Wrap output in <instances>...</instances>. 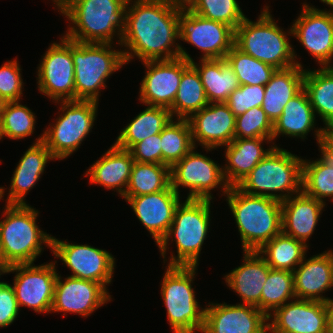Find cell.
I'll list each match as a JSON object with an SVG mask.
<instances>
[{"instance_id":"1","label":"cell","mask_w":333,"mask_h":333,"mask_svg":"<svg viewBox=\"0 0 333 333\" xmlns=\"http://www.w3.org/2000/svg\"><path fill=\"white\" fill-rule=\"evenodd\" d=\"M181 10L168 0H127L120 43L125 63L135 57L141 62L178 57L193 62L185 47L178 43Z\"/></svg>"},{"instance_id":"2","label":"cell","mask_w":333,"mask_h":333,"mask_svg":"<svg viewBox=\"0 0 333 333\" xmlns=\"http://www.w3.org/2000/svg\"><path fill=\"white\" fill-rule=\"evenodd\" d=\"M126 9L127 0H72L59 12L70 21L63 36L80 43L113 46L116 37L120 45Z\"/></svg>"},{"instance_id":"3","label":"cell","mask_w":333,"mask_h":333,"mask_svg":"<svg viewBox=\"0 0 333 333\" xmlns=\"http://www.w3.org/2000/svg\"><path fill=\"white\" fill-rule=\"evenodd\" d=\"M0 221V253L9 267L32 264L44 251L51 249L52 235L37 224L39 211L28 204H5ZM44 246V247H43Z\"/></svg>"},{"instance_id":"4","label":"cell","mask_w":333,"mask_h":333,"mask_svg":"<svg viewBox=\"0 0 333 333\" xmlns=\"http://www.w3.org/2000/svg\"><path fill=\"white\" fill-rule=\"evenodd\" d=\"M211 203V200L186 198L178 204L167 235L157 245L167 266L199 265L202 246L210 232ZM169 241H175L177 256L172 253L168 261Z\"/></svg>"},{"instance_id":"5","label":"cell","mask_w":333,"mask_h":333,"mask_svg":"<svg viewBox=\"0 0 333 333\" xmlns=\"http://www.w3.org/2000/svg\"><path fill=\"white\" fill-rule=\"evenodd\" d=\"M235 219L243 251H258L282 232L281 202L251 195L237 186L224 196Z\"/></svg>"},{"instance_id":"6","label":"cell","mask_w":333,"mask_h":333,"mask_svg":"<svg viewBox=\"0 0 333 333\" xmlns=\"http://www.w3.org/2000/svg\"><path fill=\"white\" fill-rule=\"evenodd\" d=\"M269 7L266 5L261 9L256 22L247 17L243 20L234 30V45L275 69L296 64L303 67L288 38L293 35L292 27L285 32L273 19Z\"/></svg>"},{"instance_id":"7","label":"cell","mask_w":333,"mask_h":333,"mask_svg":"<svg viewBox=\"0 0 333 333\" xmlns=\"http://www.w3.org/2000/svg\"><path fill=\"white\" fill-rule=\"evenodd\" d=\"M303 158L275 146L237 187L282 202L302 191Z\"/></svg>"},{"instance_id":"8","label":"cell","mask_w":333,"mask_h":333,"mask_svg":"<svg viewBox=\"0 0 333 333\" xmlns=\"http://www.w3.org/2000/svg\"><path fill=\"white\" fill-rule=\"evenodd\" d=\"M161 297L173 333H198L204 326L205 308L196 299L193 281L198 266H166Z\"/></svg>"},{"instance_id":"9","label":"cell","mask_w":333,"mask_h":333,"mask_svg":"<svg viewBox=\"0 0 333 333\" xmlns=\"http://www.w3.org/2000/svg\"><path fill=\"white\" fill-rule=\"evenodd\" d=\"M122 50H115L112 44L71 41L75 100L99 102L102 88L107 87L106 80L126 65Z\"/></svg>"},{"instance_id":"10","label":"cell","mask_w":333,"mask_h":333,"mask_svg":"<svg viewBox=\"0 0 333 333\" xmlns=\"http://www.w3.org/2000/svg\"><path fill=\"white\" fill-rule=\"evenodd\" d=\"M58 117L46 126L42 142L58 160H64L80 148L94 126L99 102L91 100L57 101Z\"/></svg>"},{"instance_id":"11","label":"cell","mask_w":333,"mask_h":333,"mask_svg":"<svg viewBox=\"0 0 333 333\" xmlns=\"http://www.w3.org/2000/svg\"><path fill=\"white\" fill-rule=\"evenodd\" d=\"M194 147L180 161L170 168L171 187L180 195V186L189 190L187 199L214 198L211 190L221 188L223 196L229 186L223 176V166L215 163L210 157L197 151Z\"/></svg>"},{"instance_id":"12","label":"cell","mask_w":333,"mask_h":333,"mask_svg":"<svg viewBox=\"0 0 333 333\" xmlns=\"http://www.w3.org/2000/svg\"><path fill=\"white\" fill-rule=\"evenodd\" d=\"M53 42L37 67V86L42 95L57 101L75 100V73L71 40L63 36Z\"/></svg>"},{"instance_id":"13","label":"cell","mask_w":333,"mask_h":333,"mask_svg":"<svg viewBox=\"0 0 333 333\" xmlns=\"http://www.w3.org/2000/svg\"><path fill=\"white\" fill-rule=\"evenodd\" d=\"M51 252L70 269V277L98 282L106 289L112 283L116 260L108 251L52 237Z\"/></svg>"},{"instance_id":"14","label":"cell","mask_w":333,"mask_h":333,"mask_svg":"<svg viewBox=\"0 0 333 333\" xmlns=\"http://www.w3.org/2000/svg\"><path fill=\"white\" fill-rule=\"evenodd\" d=\"M57 261L41 265L17 264L9 266L7 274L14 273L13 288L19 308L28 307L36 313H49L52 308Z\"/></svg>"},{"instance_id":"15","label":"cell","mask_w":333,"mask_h":333,"mask_svg":"<svg viewBox=\"0 0 333 333\" xmlns=\"http://www.w3.org/2000/svg\"><path fill=\"white\" fill-rule=\"evenodd\" d=\"M179 40L201 50L200 59H222L234 45V30L187 8L179 12Z\"/></svg>"},{"instance_id":"16","label":"cell","mask_w":333,"mask_h":333,"mask_svg":"<svg viewBox=\"0 0 333 333\" xmlns=\"http://www.w3.org/2000/svg\"><path fill=\"white\" fill-rule=\"evenodd\" d=\"M292 23V37L303 45L314 61L320 67H333V12L303 2L299 16Z\"/></svg>"},{"instance_id":"17","label":"cell","mask_w":333,"mask_h":333,"mask_svg":"<svg viewBox=\"0 0 333 333\" xmlns=\"http://www.w3.org/2000/svg\"><path fill=\"white\" fill-rule=\"evenodd\" d=\"M141 63L146 72L140 84L138 100L146 106L169 109L175 100L182 73L191 63L181 57Z\"/></svg>"},{"instance_id":"18","label":"cell","mask_w":333,"mask_h":333,"mask_svg":"<svg viewBox=\"0 0 333 333\" xmlns=\"http://www.w3.org/2000/svg\"><path fill=\"white\" fill-rule=\"evenodd\" d=\"M57 275L54 298L50 314L63 312L88 317L98 308L112 301L111 295L102 284L90 280Z\"/></svg>"},{"instance_id":"19","label":"cell","mask_w":333,"mask_h":333,"mask_svg":"<svg viewBox=\"0 0 333 333\" xmlns=\"http://www.w3.org/2000/svg\"><path fill=\"white\" fill-rule=\"evenodd\" d=\"M201 333H268V317L256 306L209 302Z\"/></svg>"},{"instance_id":"20","label":"cell","mask_w":333,"mask_h":333,"mask_svg":"<svg viewBox=\"0 0 333 333\" xmlns=\"http://www.w3.org/2000/svg\"><path fill=\"white\" fill-rule=\"evenodd\" d=\"M187 120L194 147L200 145L207 153L224 147L235 139L236 116L225 102L209 103Z\"/></svg>"},{"instance_id":"21","label":"cell","mask_w":333,"mask_h":333,"mask_svg":"<svg viewBox=\"0 0 333 333\" xmlns=\"http://www.w3.org/2000/svg\"><path fill=\"white\" fill-rule=\"evenodd\" d=\"M327 319L326 302L294 299L268 316V333H326Z\"/></svg>"},{"instance_id":"22","label":"cell","mask_w":333,"mask_h":333,"mask_svg":"<svg viewBox=\"0 0 333 333\" xmlns=\"http://www.w3.org/2000/svg\"><path fill=\"white\" fill-rule=\"evenodd\" d=\"M180 198L170 185L157 193L129 197L126 202L158 245L169 231Z\"/></svg>"},{"instance_id":"23","label":"cell","mask_w":333,"mask_h":333,"mask_svg":"<svg viewBox=\"0 0 333 333\" xmlns=\"http://www.w3.org/2000/svg\"><path fill=\"white\" fill-rule=\"evenodd\" d=\"M326 131L324 127L314 130L320 158L303 159L302 163V191L324 204L327 198L333 201V143Z\"/></svg>"},{"instance_id":"24","label":"cell","mask_w":333,"mask_h":333,"mask_svg":"<svg viewBox=\"0 0 333 333\" xmlns=\"http://www.w3.org/2000/svg\"><path fill=\"white\" fill-rule=\"evenodd\" d=\"M306 256L293 271L295 297L326 302L322 294L333 288V250Z\"/></svg>"},{"instance_id":"25","label":"cell","mask_w":333,"mask_h":333,"mask_svg":"<svg viewBox=\"0 0 333 333\" xmlns=\"http://www.w3.org/2000/svg\"><path fill=\"white\" fill-rule=\"evenodd\" d=\"M43 133L35 139L34 143L26 150L15 168L5 204L25 205V197L30 189L36 186L45 171L48 161L56 158L42 142Z\"/></svg>"},{"instance_id":"26","label":"cell","mask_w":333,"mask_h":333,"mask_svg":"<svg viewBox=\"0 0 333 333\" xmlns=\"http://www.w3.org/2000/svg\"><path fill=\"white\" fill-rule=\"evenodd\" d=\"M326 204L303 191L281 202L282 232L306 246L316 230Z\"/></svg>"},{"instance_id":"27","label":"cell","mask_w":333,"mask_h":333,"mask_svg":"<svg viewBox=\"0 0 333 333\" xmlns=\"http://www.w3.org/2000/svg\"><path fill=\"white\" fill-rule=\"evenodd\" d=\"M243 263L224 276L226 285L238 294L242 304L261 310L262 288L270 266L257 251H243Z\"/></svg>"},{"instance_id":"28","label":"cell","mask_w":333,"mask_h":333,"mask_svg":"<svg viewBox=\"0 0 333 333\" xmlns=\"http://www.w3.org/2000/svg\"><path fill=\"white\" fill-rule=\"evenodd\" d=\"M272 142V138H240L224 146L226 163L223 165V176L229 187L237 186L275 146H278ZM264 143H268L269 148L265 149Z\"/></svg>"},{"instance_id":"29","label":"cell","mask_w":333,"mask_h":333,"mask_svg":"<svg viewBox=\"0 0 333 333\" xmlns=\"http://www.w3.org/2000/svg\"><path fill=\"white\" fill-rule=\"evenodd\" d=\"M133 156L129 150L118 148L114 144L108 148L99 160L85 172L90 184H97L105 189L118 192L120 197L125 195L132 165Z\"/></svg>"},{"instance_id":"30","label":"cell","mask_w":333,"mask_h":333,"mask_svg":"<svg viewBox=\"0 0 333 333\" xmlns=\"http://www.w3.org/2000/svg\"><path fill=\"white\" fill-rule=\"evenodd\" d=\"M305 67L294 65L276 69L265 85L262 109L272 123L277 120L287 102L304 88Z\"/></svg>"},{"instance_id":"31","label":"cell","mask_w":333,"mask_h":333,"mask_svg":"<svg viewBox=\"0 0 333 333\" xmlns=\"http://www.w3.org/2000/svg\"><path fill=\"white\" fill-rule=\"evenodd\" d=\"M315 124L316 115L308 94L303 88L287 102L281 116L273 123L272 141L277 140L281 135L297 137L304 141L308 133L316 128Z\"/></svg>"},{"instance_id":"32","label":"cell","mask_w":333,"mask_h":333,"mask_svg":"<svg viewBox=\"0 0 333 333\" xmlns=\"http://www.w3.org/2000/svg\"><path fill=\"white\" fill-rule=\"evenodd\" d=\"M191 64L197 69L209 103L225 102L240 85L237 76L225 58L199 59Z\"/></svg>"},{"instance_id":"33","label":"cell","mask_w":333,"mask_h":333,"mask_svg":"<svg viewBox=\"0 0 333 333\" xmlns=\"http://www.w3.org/2000/svg\"><path fill=\"white\" fill-rule=\"evenodd\" d=\"M172 119L174 118L168 108L147 105V108L121 129L114 145L130 150L136 143L161 133Z\"/></svg>"},{"instance_id":"34","label":"cell","mask_w":333,"mask_h":333,"mask_svg":"<svg viewBox=\"0 0 333 333\" xmlns=\"http://www.w3.org/2000/svg\"><path fill=\"white\" fill-rule=\"evenodd\" d=\"M304 89L315 115L325 124L323 127L333 128V67L305 69Z\"/></svg>"},{"instance_id":"35","label":"cell","mask_w":333,"mask_h":333,"mask_svg":"<svg viewBox=\"0 0 333 333\" xmlns=\"http://www.w3.org/2000/svg\"><path fill=\"white\" fill-rule=\"evenodd\" d=\"M308 248L303 242L281 232L257 252L271 269L293 272L303 261Z\"/></svg>"},{"instance_id":"36","label":"cell","mask_w":333,"mask_h":333,"mask_svg":"<svg viewBox=\"0 0 333 333\" xmlns=\"http://www.w3.org/2000/svg\"><path fill=\"white\" fill-rule=\"evenodd\" d=\"M208 104L200 75L190 64L182 73L175 100L169 110L173 118L188 119Z\"/></svg>"},{"instance_id":"37","label":"cell","mask_w":333,"mask_h":333,"mask_svg":"<svg viewBox=\"0 0 333 333\" xmlns=\"http://www.w3.org/2000/svg\"><path fill=\"white\" fill-rule=\"evenodd\" d=\"M171 185L170 167L163 164L134 161L130 179L122 197L141 196L166 190Z\"/></svg>"},{"instance_id":"38","label":"cell","mask_w":333,"mask_h":333,"mask_svg":"<svg viewBox=\"0 0 333 333\" xmlns=\"http://www.w3.org/2000/svg\"><path fill=\"white\" fill-rule=\"evenodd\" d=\"M162 164L170 168L193 148L192 133L187 119L174 118L161 131Z\"/></svg>"},{"instance_id":"39","label":"cell","mask_w":333,"mask_h":333,"mask_svg":"<svg viewBox=\"0 0 333 333\" xmlns=\"http://www.w3.org/2000/svg\"><path fill=\"white\" fill-rule=\"evenodd\" d=\"M294 299L293 272L270 268L262 288L261 311L268 317L277 308Z\"/></svg>"},{"instance_id":"40","label":"cell","mask_w":333,"mask_h":333,"mask_svg":"<svg viewBox=\"0 0 333 333\" xmlns=\"http://www.w3.org/2000/svg\"><path fill=\"white\" fill-rule=\"evenodd\" d=\"M225 60L235 72L239 85L265 86L276 71L273 66L246 54L235 45L226 54Z\"/></svg>"},{"instance_id":"41","label":"cell","mask_w":333,"mask_h":333,"mask_svg":"<svg viewBox=\"0 0 333 333\" xmlns=\"http://www.w3.org/2000/svg\"><path fill=\"white\" fill-rule=\"evenodd\" d=\"M21 101L6 102L0 117V140H20L35 133V113Z\"/></svg>"},{"instance_id":"42","label":"cell","mask_w":333,"mask_h":333,"mask_svg":"<svg viewBox=\"0 0 333 333\" xmlns=\"http://www.w3.org/2000/svg\"><path fill=\"white\" fill-rule=\"evenodd\" d=\"M188 9L206 19L224 23L233 30L247 17L237 0H195Z\"/></svg>"},{"instance_id":"43","label":"cell","mask_w":333,"mask_h":333,"mask_svg":"<svg viewBox=\"0 0 333 333\" xmlns=\"http://www.w3.org/2000/svg\"><path fill=\"white\" fill-rule=\"evenodd\" d=\"M273 123L262 107H253L236 116L235 139L272 138Z\"/></svg>"},{"instance_id":"44","label":"cell","mask_w":333,"mask_h":333,"mask_svg":"<svg viewBox=\"0 0 333 333\" xmlns=\"http://www.w3.org/2000/svg\"><path fill=\"white\" fill-rule=\"evenodd\" d=\"M21 70L17 57L0 67V97L6 102L21 101L24 91Z\"/></svg>"},{"instance_id":"45","label":"cell","mask_w":333,"mask_h":333,"mask_svg":"<svg viewBox=\"0 0 333 333\" xmlns=\"http://www.w3.org/2000/svg\"><path fill=\"white\" fill-rule=\"evenodd\" d=\"M265 94L263 85H240L225 101L235 116L245 113L253 107H261Z\"/></svg>"},{"instance_id":"46","label":"cell","mask_w":333,"mask_h":333,"mask_svg":"<svg viewBox=\"0 0 333 333\" xmlns=\"http://www.w3.org/2000/svg\"><path fill=\"white\" fill-rule=\"evenodd\" d=\"M129 151L136 162L162 164L160 133L136 143Z\"/></svg>"},{"instance_id":"47","label":"cell","mask_w":333,"mask_h":333,"mask_svg":"<svg viewBox=\"0 0 333 333\" xmlns=\"http://www.w3.org/2000/svg\"><path fill=\"white\" fill-rule=\"evenodd\" d=\"M20 310L13 286L8 282L0 281V328L11 325L18 317Z\"/></svg>"},{"instance_id":"48","label":"cell","mask_w":333,"mask_h":333,"mask_svg":"<svg viewBox=\"0 0 333 333\" xmlns=\"http://www.w3.org/2000/svg\"><path fill=\"white\" fill-rule=\"evenodd\" d=\"M326 305L328 311L326 333H333V298L331 299L329 297L326 301Z\"/></svg>"},{"instance_id":"49","label":"cell","mask_w":333,"mask_h":333,"mask_svg":"<svg viewBox=\"0 0 333 333\" xmlns=\"http://www.w3.org/2000/svg\"><path fill=\"white\" fill-rule=\"evenodd\" d=\"M173 6L187 9L189 8L195 0H168Z\"/></svg>"},{"instance_id":"50","label":"cell","mask_w":333,"mask_h":333,"mask_svg":"<svg viewBox=\"0 0 333 333\" xmlns=\"http://www.w3.org/2000/svg\"><path fill=\"white\" fill-rule=\"evenodd\" d=\"M72 0H52L54 2L53 6L60 12L63 8H65Z\"/></svg>"},{"instance_id":"51","label":"cell","mask_w":333,"mask_h":333,"mask_svg":"<svg viewBox=\"0 0 333 333\" xmlns=\"http://www.w3.org/2000/svg\"><path fill=\"white\" fill-rule=\"evenodd\" d=\"M7 269H8V266L4 263V261L1 257V253H0V278H1V275L7 274Z\"/></svg>"},{"instance_id":"52","label":"cell","mask_w":333,"mask_h":333,"mask_svg":"<svg viewBox=\"0 0 333 333\" xmlns=\"http://www.w3.org/2000/svg\"><path fill=\"white\" fill-rule=\"evenodd\" d=\"M321 2H323L324 4H326L328 7H331L330 9L327 10L326 9H322V11H330L333 12V0H320Z\"/></svg>"},{"instance_id":"53","label":"cell","mask_w":333,"mask_h":333,"mask_svg":"<svg viewBox=\"0 0 333 333\" xmlns=\"http://www.w3.org/2000/svg\"><path fill=\"white\" fill-rule=\"evenodd\" d=\"M326 137L333 143V128L327 129Z\"/></svg>"},{"instance_id":"54","label":"cell","mask_w":333,"mask_h":333,"mask_svg":"<svg viewBox=\"0 0 333 333\" xmlns=\"http://www.w3.org/2000/svg\"><path fill=\"white\" fill-rule=\"evenodd\" d=\"M5 103H6V101L2 97H0V117H1V113L3 112Z\"/></svg>"},{"instance_id":"55","label":"cell","mask_w":333,"mask_h":333,"mask_svg":"<svg viewBox=\"0 0 333 333\" xmlns=\"http://www.w3.org/2000/svg\"><path fill=\"white\" fill-rule=\"evenodd\" d=\"M0 164H1V161H0ZM5 190H6V188L0 187V200H4L3 197H4L5 192H6Z\"/></svg>"}]
</instances>
